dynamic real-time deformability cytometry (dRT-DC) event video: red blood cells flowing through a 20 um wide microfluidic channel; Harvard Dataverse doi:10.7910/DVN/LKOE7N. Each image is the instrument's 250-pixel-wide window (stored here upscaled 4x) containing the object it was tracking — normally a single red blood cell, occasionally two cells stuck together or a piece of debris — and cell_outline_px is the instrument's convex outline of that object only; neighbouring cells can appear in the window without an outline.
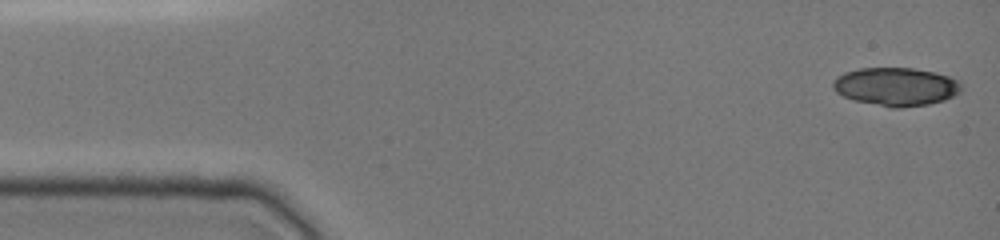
{"species": "common noctule bat (a hibernating species)", "species_latin": "Nyctalus noctula", "temperature_condition": "cold", "stored_images_in_passage": 47, "camera_frame_rate_fps": 3000, "um_per_image_px": 0.085, "animal": {"sex": "female", "body_mass_g": 19.0, "forearm_length_mm": 51.5}, "frame": {"image": 1, "passage_image": 1, "time_ms": 0.0, "image_size_px": [1000, 240], "cell_outline_px": [[964, 88], [960, 92], [944, 100], [928, 104], [900, 108], [892, 108], [852, 100], [836, 92], [832, 88], [832, 84], [836, 76], [844, 72], [860, 68], [912, 68], [936, 72], [948, 76], [956, 80]], "centroid_in_image_um": [76.13, 7.36], "position_along_channel_um": 8.9, "area_um2": 28.78}}
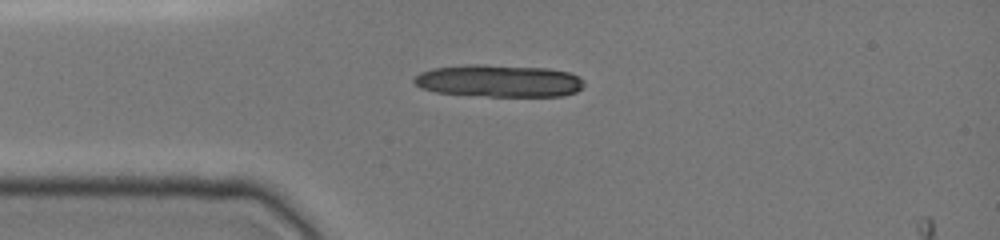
{"frame": {"image": 2, "passage_image": 11, "time_ms": 3.333, "image_size_px": [1000, 240], "cell_outline_px": [[584, 84], [576, 92], [564, 96], [488, 96], [436, 92], [420, 88], [412, 80], [420, 72], [432, 68], [468, 64], [484, 64], [548, 68], [568, 72], [580, 76], [584, 80]], "centroid_in_image_um": [42.41, 6.86], "position_along_channel_um": 42.6, "area_um2": 32.19}}